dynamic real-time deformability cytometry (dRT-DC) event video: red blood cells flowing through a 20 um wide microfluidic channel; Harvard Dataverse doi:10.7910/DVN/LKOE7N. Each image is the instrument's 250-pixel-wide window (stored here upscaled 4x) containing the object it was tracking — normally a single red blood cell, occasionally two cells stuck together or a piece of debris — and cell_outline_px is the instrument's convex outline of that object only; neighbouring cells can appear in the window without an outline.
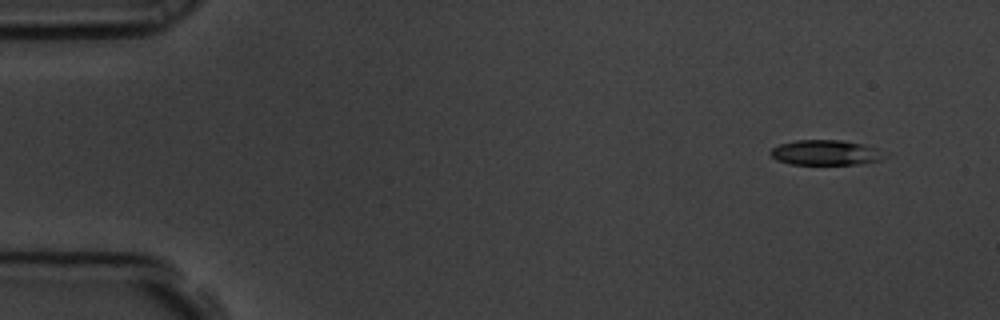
{"species": "common noctule bat (a hibernating species)", "species_latin": "Nyctalus noctula", "temperature_condition": "room temperature", "stored_images_in_passage": 4, "camera_frame_rate_fps": 3000, "um_per_image_px": 0.085, "animal": {"sex": "male", "body_mass_g": 19.5, "forearm_length_mm": 54.6}, "frame": {"image": 1, "passage_image": 1, "time_ms": 0.0, "image_size_px": [1000, 320], "cell_outline_px": [[888, 156], [880, 160], [856, 164], [792, 164], [776, 160], [768, 152], [772, 148], [780, 144], [796, 140], [844, 140], [864, 144], [876, 148]], "centroid_in_image_um": [70.17, 12.96], "position_along_channel_um": 14.8, "area_um2": 16.7}}
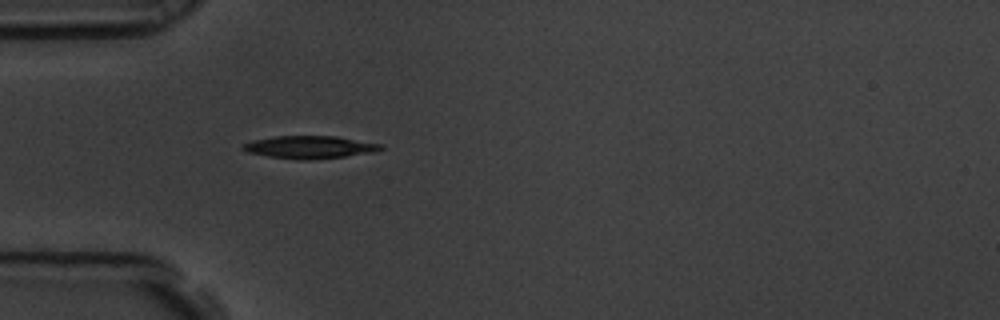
{"frame": {"image": 2, "passage_image": 4, "time_ms": 1.0, "image_size_px": [1000, 320], "cell_outline_px": [[384, 148], [376, 152], [344, 156], [308, 160], [300, 160], [268, 156], [248, 152], [240, 148], [244, 144], [252, 140], [272, 136], [336, 136], [384, 144]], "centroid_in_image_um": [26.35, 12.5], "position_along_channel_um": 58.6, "area_um2": 18.26}}